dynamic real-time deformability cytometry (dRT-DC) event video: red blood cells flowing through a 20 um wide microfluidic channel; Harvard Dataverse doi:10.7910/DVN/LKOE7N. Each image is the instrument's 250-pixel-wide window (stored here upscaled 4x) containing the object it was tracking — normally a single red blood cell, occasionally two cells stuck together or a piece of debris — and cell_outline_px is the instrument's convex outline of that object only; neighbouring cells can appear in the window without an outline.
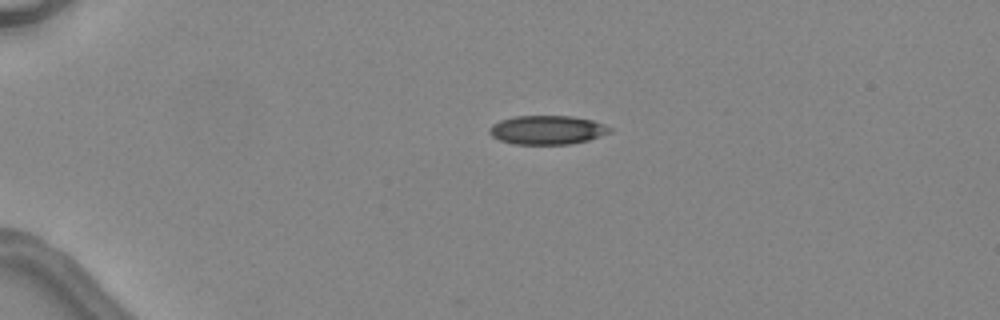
{"species": "common noctule bat (a hibernating species)", "species_latin": "Nyctalus noctula", "temperature_condition": "warm", "stored_images_in_passage": 4, "camera_frame_rate_fps": 3000, "um_per_image_px": 0.085, "animal": {"sex": "female", "body_mass_g": 24.6, "forearm_length_mm": 56.2}, "frame": {"image": 1, "passage_image": 3, "time_ms": 3.333, "image_size_px": [1000, 320], "cell_outline_px": [[612, 132], [588, 140], [568, 144], [512, 144], [500, 140], [492, 136], [488, 132], [488, 128], [492, 124], [500, 120], [516, 116], [572, 116], [592, 120], [604, 124], [612, 128]], "centroid_in_image_um": [46.5, 11.04], "position_along_channel_um": 38.5, "area_um2": 20.35}}